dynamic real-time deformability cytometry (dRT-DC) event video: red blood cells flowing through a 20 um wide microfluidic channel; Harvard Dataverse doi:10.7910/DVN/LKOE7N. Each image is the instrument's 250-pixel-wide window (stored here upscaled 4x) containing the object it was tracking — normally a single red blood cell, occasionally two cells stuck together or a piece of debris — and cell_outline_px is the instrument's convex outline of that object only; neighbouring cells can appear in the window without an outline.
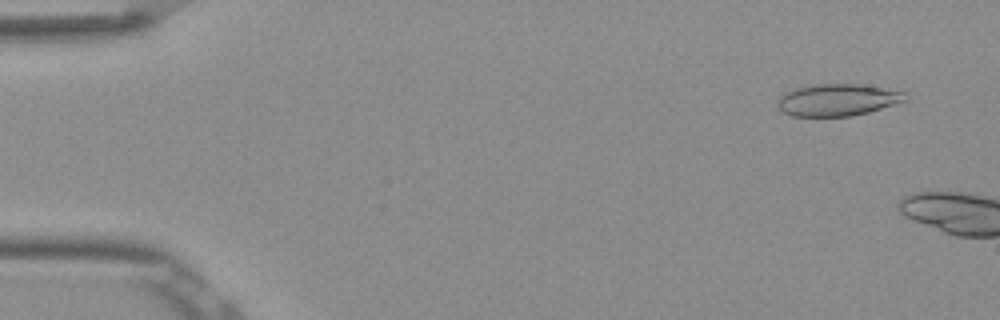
{"species": "Egyptian fruit bat (a non-hibernating species)", "species_latin": "Rousettus aegyptiacus", "temperature_condition": "room temperature", "stored_images_in_passage": 7, "camera_frame_rate_fps": 3000, "um_per_image_px": 0.085, "frame": {"image": 1, "passage_image": 4, "time_ms": 1.0, "image_size_px": [1000, 320], "cell_outline_px": [[908, 100], [868, 112], [852, 116], [792, 116], [784, 112], [776, 104], [776, 100], [784, 92], [796, 88], [812, 84], [856, 84], [904, 92], [908, 96]], "centroid_in_image_um": [71.15, 8.49], "position_along_channel_um": 13.8, "area_um2": 23.7}}